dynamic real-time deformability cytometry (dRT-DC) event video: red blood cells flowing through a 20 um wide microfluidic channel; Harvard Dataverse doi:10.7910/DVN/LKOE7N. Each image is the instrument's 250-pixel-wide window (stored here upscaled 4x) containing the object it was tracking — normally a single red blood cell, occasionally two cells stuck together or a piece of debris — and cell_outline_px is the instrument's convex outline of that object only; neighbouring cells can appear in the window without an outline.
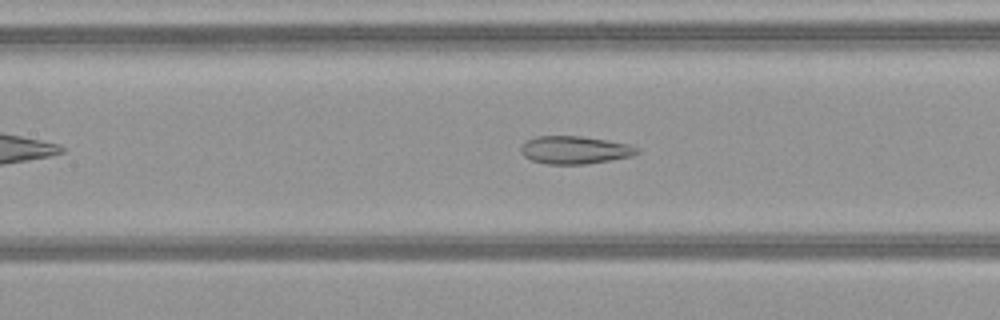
{"species": "common noctule bat (a hibernating species)", "species_latin": "Nyctalus noctula", "temperature_condition": "warm", "stored_images_in_passage": 41, "camera_frame_rate_fps": 3000, "um_per_image_px": 0.085, "animal": {"sex": "female", "body_mass_g": 21.9}, "frame": {"image": 1, "passage_image": 14, "time_ms": 4.333, "image_size_px": [1000, 320], "cell_outline_px": [[640, 152], [632, 156], [584, 164], [548, 164], [532, 160], [524, 156], [520, 152], [520, 144], [524, 140], [536, 136], [580, 136], [608, 140], [628, 144], [640, 148]], "centroid_in_image_um": [48.82, 12.73], "position_along_channel_um": 158.6, "area_um2": 18.96}}
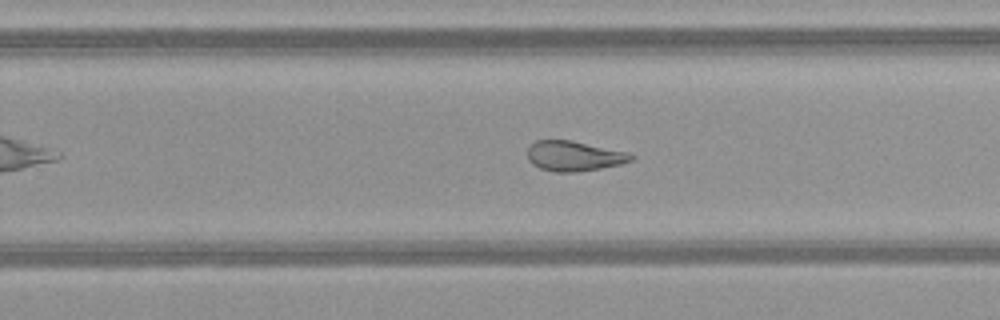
{"frame": {"image": 2, "passage_image": 23, "time_ms": 7.333, "image_size_px": [1000, 320], "cell_outline_px": [[636, 156], [632, 160], [620, 164], [600, 168], [576, 172], [556, 172], [540, 168], [532, 164], [528, 160], [528, 148], [536, 140], [568, 140], [628, 152]], "centroid_in_image_um": [48.78, 13.27], "position_along_channel_um": 281.0, "area_um2": 17.98}}
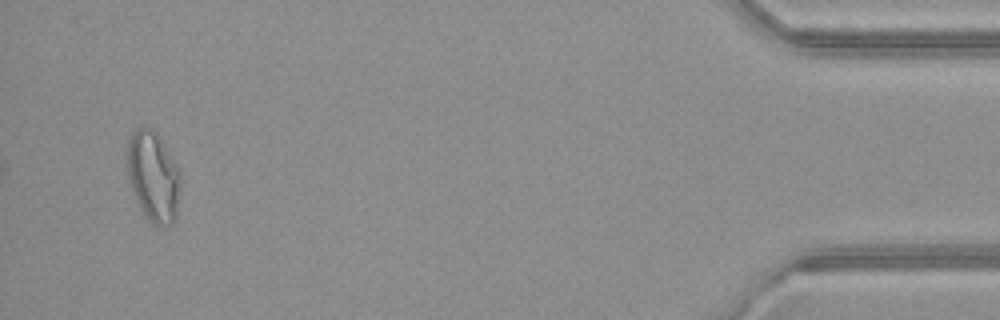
{"frame": {"image": 3, "passage_image": 39, "time_ms": 12.667, "image_size_px": [1000, 320], "cell_outline_px": [[180, 188], [176, 216], [172, 224], [156, 224], [148, 220], [144, 216], [136, 200], [128, 180], [128, 140], [132, 132], [136, 128], [152, 128], [160, 136], [180, 172]], "centroid_in_image_um": [13.03, 14.99], "position_along_channel_um": 422.2, "area_um2": 27.86}, "authors_computed_cell_mechanics": {"area_um2": 20.808, "velocity_mm_per_s": 4.105, "shape_relaxation_time_tau1_ms": null, "shape_relaxation_time_tau2_ms": 2.0423, "deformation_change_tau1": null, "deformation_change_tau2": 0.1003}}